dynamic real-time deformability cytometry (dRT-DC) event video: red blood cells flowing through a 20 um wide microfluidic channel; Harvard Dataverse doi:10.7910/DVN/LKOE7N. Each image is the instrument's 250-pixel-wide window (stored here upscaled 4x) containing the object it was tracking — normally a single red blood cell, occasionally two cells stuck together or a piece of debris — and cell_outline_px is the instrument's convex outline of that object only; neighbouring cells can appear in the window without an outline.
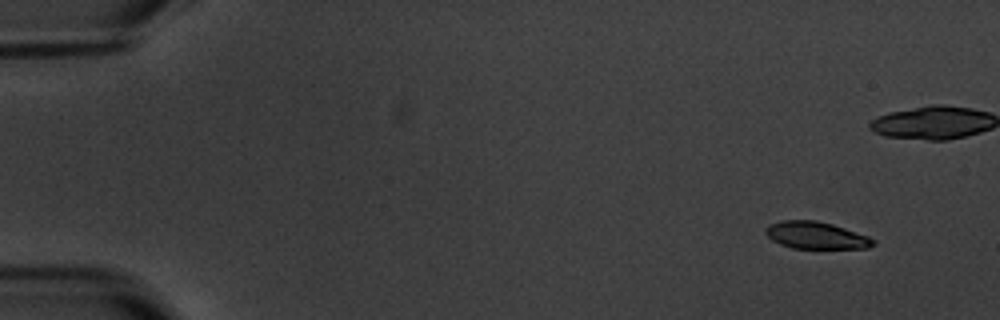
{"species": "common noctule bat (a hibernating species)", "species_latin": "Nyctalus noctula", "temperature_condition": "warm", "stored_images_in_passage": 5, "segment_of_instrument_passage": [2, 2], "camera_frame_rate_fps": 3000, "um_per_image_px": 0.085, "animal": {"sex": "male", "body_mass_g": 20.1, "forearm_length_mm": 53.5}, "frame": {"image": 1, "passage_image": 5, "time_ms": 5.667, "image_size_px": [1000, 320], "cell_outline_px": [[876, 244], [868, 248], [792, 248], [780, 244], [772, 240], [764, 232], [764, 228], [768, 224], [780, 220], [816, 220], [832, 224], [868, 236], [876, 240]], "centroid_in_image_um": [69.33, 20.0], "position_along_channel_um": 15.7, "area_um2": 17.11}}